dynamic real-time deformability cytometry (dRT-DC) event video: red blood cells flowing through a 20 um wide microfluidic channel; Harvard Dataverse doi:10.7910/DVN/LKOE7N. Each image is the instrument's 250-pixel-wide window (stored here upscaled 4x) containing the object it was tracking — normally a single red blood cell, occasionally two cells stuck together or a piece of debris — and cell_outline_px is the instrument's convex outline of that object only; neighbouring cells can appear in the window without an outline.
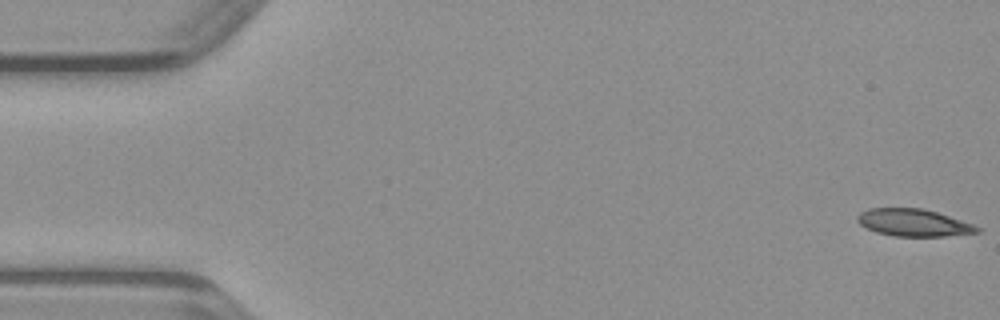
{"species": "common noctule bat (a hibernating species)", "species_latin": "Nyctalus noctula", "temperature_condition": "warm", "stored_images_in_passage": 48, "camera_frame_rate_fps": 3000, "um_per_image_px": 0.085, "animal": {"sex": "male", "body_mass_g": 23.1, "forearm_length_mm": 52.7}, "frame": {"image": 1, "passage_image": 1, "time_ms": 0.0, "image_size_px": [1000, 320], "cell_outline_px": [[980, 232], [944, 236], [896, 236], [876, 232], [860, 224], [856, 220], [856, 216], [860, 212], [868, 208], [924, 208], [972, 224], [980, 228]], "centroid_in_image_um": [77.61, 18.92], "position_along_channel_um": 7.4, "area_um2": 18.84}}
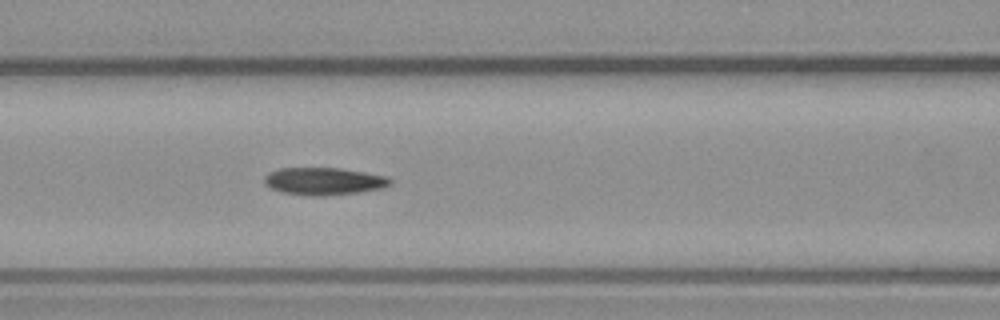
{"frame": {"image": 2, "passage_image": 20, "time_ms": 6.333, "image_size_px": [1000, 320], "cell_outline_px": [[392, 184], [384, 188], [360, 192], [324, 196], [312, 196], [280, 192], [264, 184], [264, 176], [268, 172], [280, 168], [340, 168], [388, 176], [392, 180]], "centroid_in_image_um": [27.54, 15.41], "position_along_channel_um": 139.1, "area_um2": 20.35}}
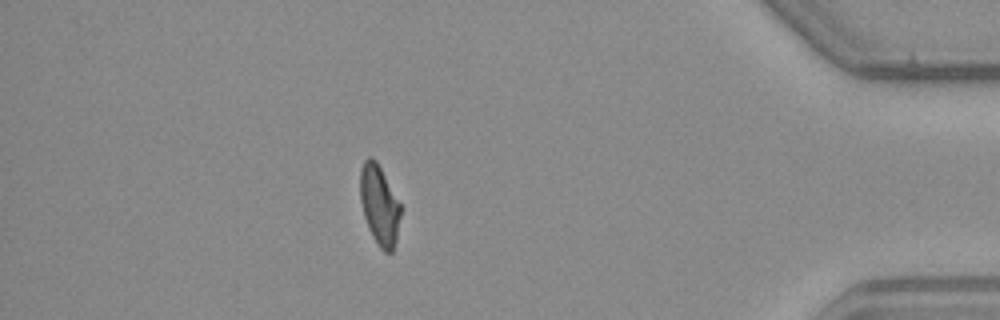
{"frame": {"image": 3, "passage_image": 42, "time_ms": 13.667, "image_size_px": [1000, 320], "cell_outline_px": [[400, 216], [396, 240], [392, 252], [384, 252], [380, 248], [372, 236], [368, 228], [364, 216], [360, 200], [360, 168], [364, 160], [368, 156], [372, 156], [376, 160], [400, 204]], "centroid_in_image_um": [32.22, 17.42], "position_along_channel_um": 403.0, "area_um2": 18.67}}